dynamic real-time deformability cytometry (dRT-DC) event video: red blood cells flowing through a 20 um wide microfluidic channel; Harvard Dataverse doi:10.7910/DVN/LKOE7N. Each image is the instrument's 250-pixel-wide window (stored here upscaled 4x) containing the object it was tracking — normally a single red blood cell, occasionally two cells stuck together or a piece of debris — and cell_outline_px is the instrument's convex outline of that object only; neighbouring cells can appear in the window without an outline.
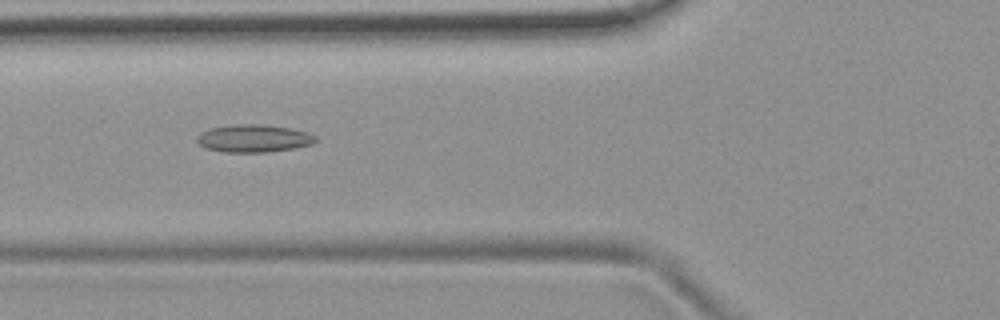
{"species": "common noctule bat (a hibernating species)", "species_latin": "Nyctalus noctula", "temperature_condition": "room temperature", "stored_images_in_passage": 52, "camera_frame_rate_fps": 3000, "um_per_image_px": 0.085, "animal": {"sex": "female", "body_mass_g": 19.9}, "frame": {"image": 1, "passage_image": 19, "time_ms": 6.0, "image_size_px": [1000, 320], "cell_outline_px": [[316, 140], [312, 144], [296, 148], [268, 152], [224, 152], [208, 148], [200, 144], [196, 140], [196, 136], [200, 132], [208, 128], [232, 124], [260, 124], [292, 128], [308, 132], [316, 136]], "centroid_in_image_um": [21.56, 11.75], "position_along_channel_um": 104.2, "area_um2": 19.31}}
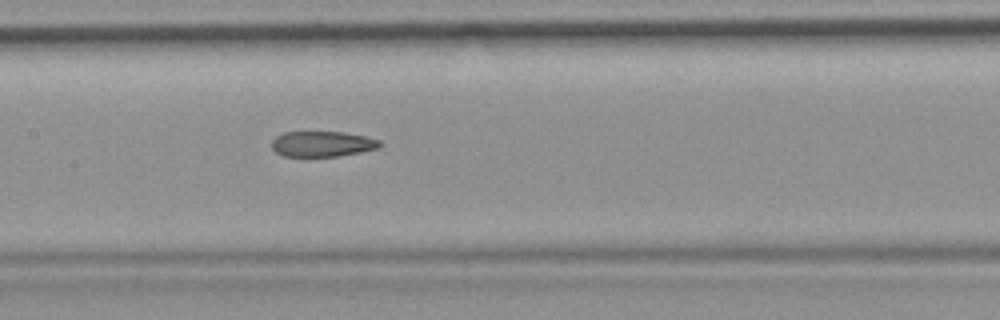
{"frame": {"image": 2, "passage_image": 25, "time_ms": 8.0, "image_size_px": [1000, 320], "cell_outline_px": [[384, 144], [380, 148], [360, 152], [336, 156], [284, 156], [276, 152], [272, 148], [272, 140], [276, 136], [284, 132], [344, 132], [364, 136], [380, 140]], "centroid_in_image_um": [27.42, 12.23], "position_along_channel_um": 180.0, "area_um2": 16.07}}
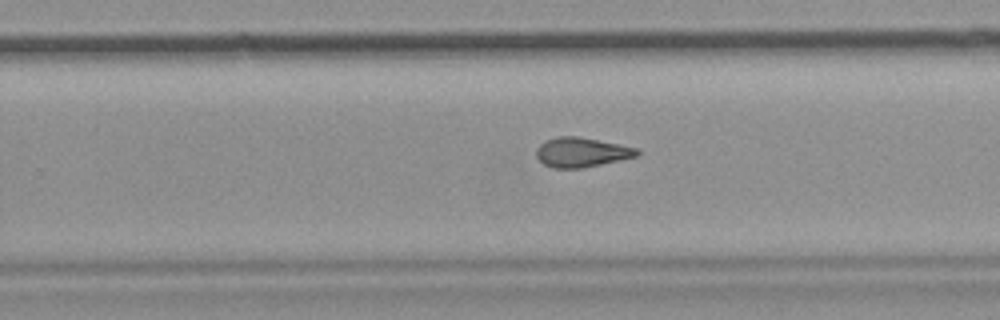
{"frame": {"image": 3, "passage_image": 33, "time_ms": 10.667, "image_size_px": [1000, 320], "cell_outline_px": [[640, 152], [636, 156], [620, 160], [584, 168], [552, 168], [544, 164], [536, 156], [536, 148], [540, 144], [548, 140], [560, 136], [576, 136], [636, 148]], "centroid_in_image_um": [49.39, 12.96], "position_along_channel_um": 280.4, "area_um2": 17.05}, "authors_computed_cell_mechanics": {"area_um2": 17.5712, "velocity_mm_per_s": 3.7851, "shape_relaxation_time_tau1_ms": null, "shape_relaxation_time_tau2_ms": 4.1522, "deformation_change_tau1": null, "deformation_change_tau2": 0.1348}}